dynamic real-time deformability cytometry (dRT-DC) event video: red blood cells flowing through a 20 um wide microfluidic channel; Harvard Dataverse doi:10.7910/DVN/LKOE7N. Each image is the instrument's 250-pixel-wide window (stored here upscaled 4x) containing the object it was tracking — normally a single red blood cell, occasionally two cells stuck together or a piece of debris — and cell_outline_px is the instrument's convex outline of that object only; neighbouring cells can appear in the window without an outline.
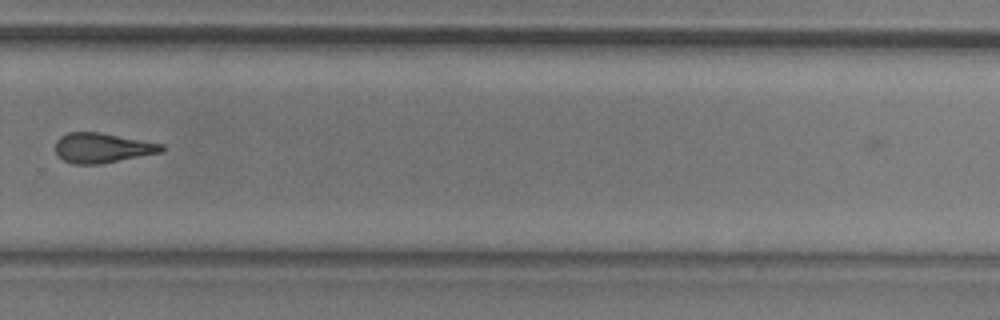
{"species": "common noctule bat (a hibernating species)", "species_latin": "Nyctalus noctula", "temperature_condition": "room temperature", "stored_images_in_passage": 11, "camera_frame_rate_fps": 3000, "um_per_image_px": 0.085, "animal": {"sex": "male", "body_mass_g": 20.5, "forearm_length_mm": 52.5}, "frame": {"image": 1, "passage_image": 10, "time_ms": 3.0, "image_size_px": [1000, 320], "cell_outline_px": [[164, 152], [100, 164], [76, 164], [64, 160], [56, 152], [56, 140], [60, 136], [68, 132], [100, 132], [164, 144]], "centroid_in_image_um": [8.72, 12.56], "position_along_channel_um": 321.1, "area_um2": 18.5}}